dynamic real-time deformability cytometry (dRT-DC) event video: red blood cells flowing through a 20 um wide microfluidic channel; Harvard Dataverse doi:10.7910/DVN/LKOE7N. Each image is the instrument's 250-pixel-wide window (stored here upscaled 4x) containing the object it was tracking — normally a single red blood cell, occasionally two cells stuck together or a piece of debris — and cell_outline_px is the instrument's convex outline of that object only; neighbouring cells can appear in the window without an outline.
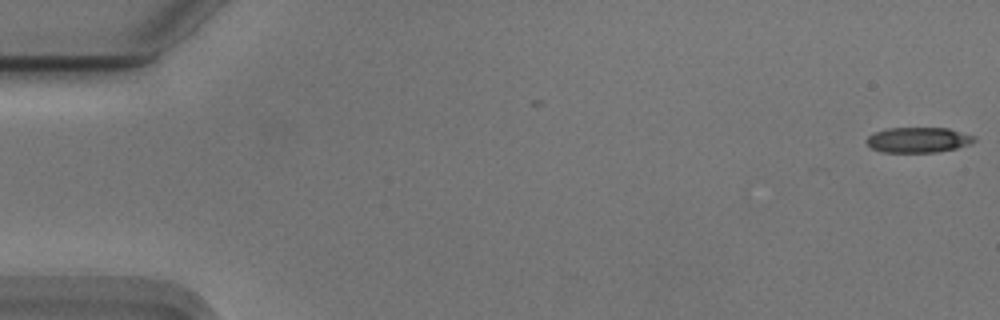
{"species": "Egyptian fruit bat (a non-hibernating species)", "species_latin": "Rousettus aegyptiacus", "temperature_condition": "cold", "stored_images_in_passage": 2, "camera_frame_rate_fps": 3000, "um_per_image_px": 0.085, "animal": {"sex": "male"}, "frame": {"image": 1, "passage_image": 2, "time_ms": 0.333, "image_size_px": [1000, 320], "cell_outline_px": [[976, 140], [972, 144], [956, 148], [936, 152], [884, 152], [872, 148], [868, 144], [868, 136], [876, 132], [888, 128], [948, 128], [976, 136]], "centroid_in_image_um": [78.12, 11.89], "position_along_channel_um": 6.9, "area_um2": 15.78}}